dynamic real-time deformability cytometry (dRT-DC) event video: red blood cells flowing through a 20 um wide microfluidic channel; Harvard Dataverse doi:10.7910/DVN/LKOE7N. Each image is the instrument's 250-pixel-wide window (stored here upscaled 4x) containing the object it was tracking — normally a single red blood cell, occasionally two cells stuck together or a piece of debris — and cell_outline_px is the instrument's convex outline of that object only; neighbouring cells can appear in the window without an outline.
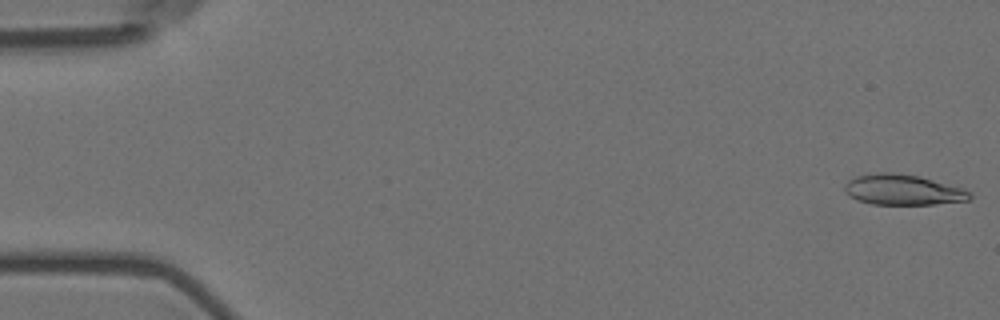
{"species": "Egyptian fruit bat (a non-hibernating species)", "species_latin": "Rousettus aegyptiacus", "temperature_condition": "room temperature", "stored_images_in_passage": 6, "camera_frame_rate_fps": 3000, "um_per_image_px": 0.085, "animal": {"sex": "female"}, "frame": {"image": 1, "passage_image": 1, "time_ms": 0.0, "image_size_px": [1000, 320], "cell_outline_px": [[972, 200], [936, 204], [872, 204], [856, 200], [848, 196], [844, 192], [844, 184], [848, 180], [856, 176], [880, 172], [892, 172], [920, 176], [964, 188], [972, 192]], "centroid_in_image_um": [76.76, 16.13], "position_along_channel_um": 8.2, "area_um2": 22.6}}
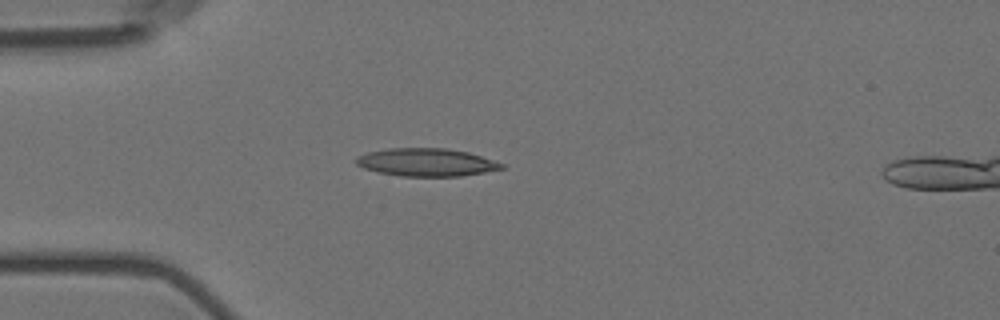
{"frame": {"image": 2, "passage_image": 5, "time_ms": 1.333, "image_size_px": [1000, 320], "cell_outline_px": [[504, 168], [484, 172], [460, 176], [400, 176], [380, 172], [364, 168], [356, 164], [356, 156], [368, 152], [388, 148], [448, 148], [468, 152], [504, 164]], "centroid_in_image_um": [36.22, 13.79], "position_along_channel_um": 48.8, "area_um2": 23.47}}